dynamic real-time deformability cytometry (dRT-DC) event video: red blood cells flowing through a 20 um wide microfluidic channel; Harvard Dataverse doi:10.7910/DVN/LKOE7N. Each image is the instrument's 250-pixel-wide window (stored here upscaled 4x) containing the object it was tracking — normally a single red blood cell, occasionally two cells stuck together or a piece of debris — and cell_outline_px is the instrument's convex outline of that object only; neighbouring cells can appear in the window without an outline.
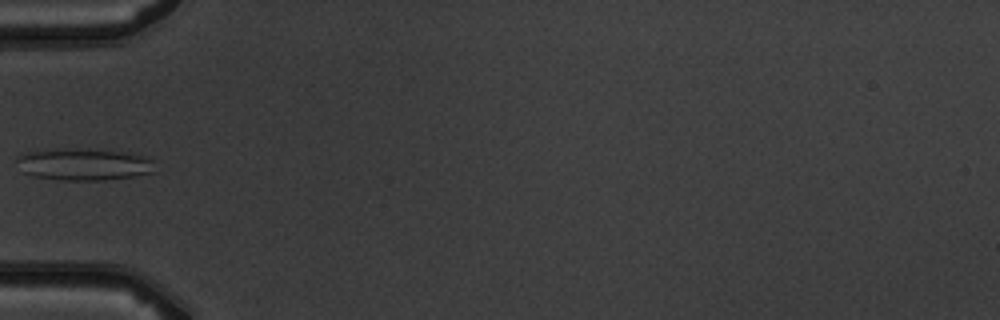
{"species": "common noctule bat (a hibernating species)", "species_latin": "Nyctalus noctula", "temperature_condition": "warm", "stored_images_in_passage": 5, "camera_frame_rate_fps": 3000, "um_per_image_px": 0.085, "animal": {"sex": "male", "body_mass_g": 19.5, "forearm_length_mm": 54.6}, "frame": {"image": 1, "passage_image": 5, "time_ms": 4.667, "image_size_px": [1000, 320], "cell_outline_px": [[152, 172], [136, 176], [104, 180], [64, 180], [32, 176], [20, 172], [16, 160], [16, 156], [24, 152], [60, 148], [68, 148], [128, 152], [144, 156], [152, 160]], "centroid_in_image_um": [7.03, 13.96], "position_along_channel_um": 78.0, "area_um2": 25.89}}